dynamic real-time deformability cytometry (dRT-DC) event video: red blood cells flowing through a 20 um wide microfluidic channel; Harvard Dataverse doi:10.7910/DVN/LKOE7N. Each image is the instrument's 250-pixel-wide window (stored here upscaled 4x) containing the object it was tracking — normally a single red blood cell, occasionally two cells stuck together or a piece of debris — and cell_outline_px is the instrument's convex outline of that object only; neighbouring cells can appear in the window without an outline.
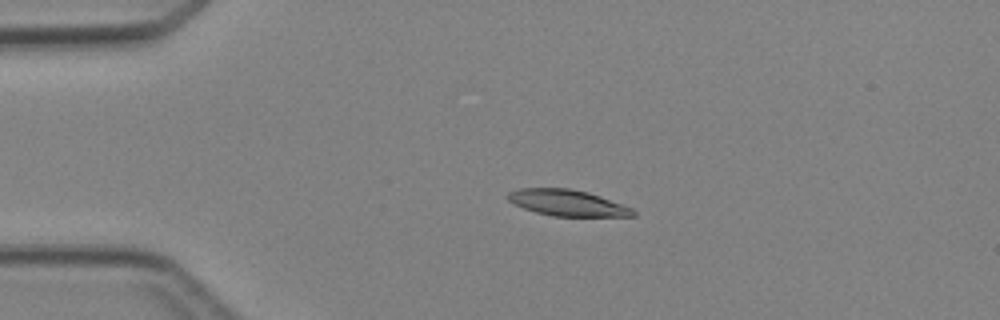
{"species": "Egyptian fruit bat (a non-hibernating species)", "species_latin": "Rousettus aegyptiacus", "temperature_condition": "cold", "stored_images_in_passage": 7, "camera_frame_rate_fps": 3000, "um_per_image_px": 0.085, "animal": {"sex": "female"}, "frame": {"image": 1, "passage_image": 3, "time_ms": 2.333, "image_size_px": [1000, 320], "cell_outline_px": [[636, 216], [552, 216], [536, 212], [524, 208], [508, 200], [504, 196], [508, 192], [520, 188], [568, 188], [588, 192], [600, 196], [632, 208], [636, 212]], "centroid_in_image_um": [48.21, 17.24], "position_along_channel_um": 36.8, "area_um2": 19.02}}
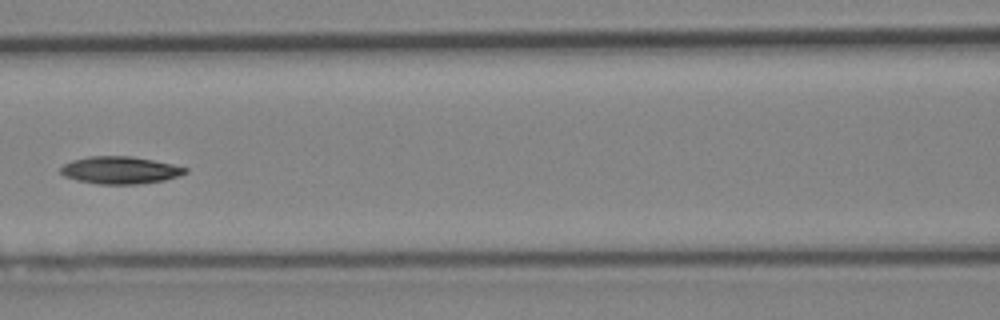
{"frame": {"image": 2, "passage_image": 6, "time_ms": 6.0, "image_size_px": [1000, 320], "cell_outline_px": [[188, 172], [180, 176], [164, 180], [140, 184], [96, 184], [76, 180], [64, 176], [60, 172], [60, 168], [64, 164], [72, 160], [88, 156], [132, 156], [172, 164], [188, 168]], "centroid_in_image_um": [10.21, 14.47], "position_along_channel_um": 156.4, "area_um2": 20.0}}
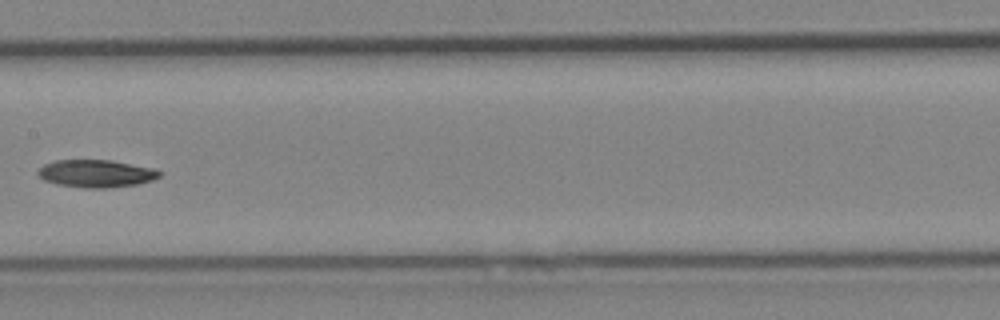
{"frame": {"image": 3, "passage_image": 7, "time_ms": 7.0, "image_size_px": [1000, 320], "cell_outline_px": [[160, 176], [152, 180], [136, 184], [112, 188], [84, 188], [56, 184], [44, 180], [36, 172], [44, 164], [56, 160], [112, 160], [156, 168], [160, 172]], "centroid_in_image_um": [8.18, 14.75], "position_along_channel_um": 199.2, "area_um2": 19.65}}